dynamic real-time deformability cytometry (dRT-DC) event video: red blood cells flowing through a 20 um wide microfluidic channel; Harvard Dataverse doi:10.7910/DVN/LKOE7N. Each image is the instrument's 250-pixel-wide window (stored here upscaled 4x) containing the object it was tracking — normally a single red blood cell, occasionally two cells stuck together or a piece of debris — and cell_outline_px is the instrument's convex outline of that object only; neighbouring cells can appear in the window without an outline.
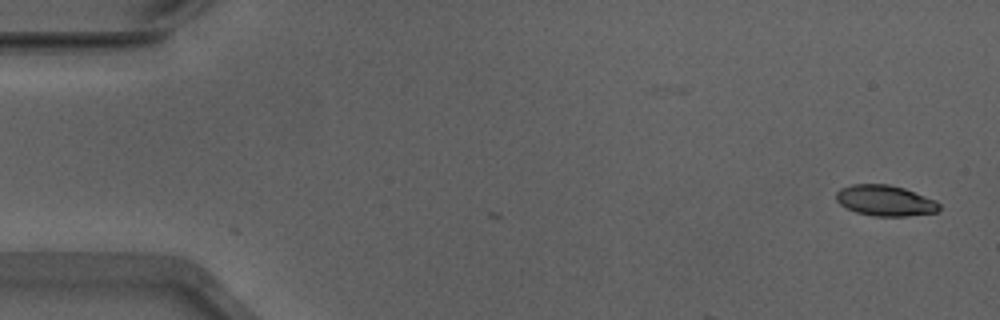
{"species": "Egyptian fruit bat (a non-hibernating species)", "species_latin": "Rousettus aegyptiacus", "temperature_condition": "warm", "stored_images_in_passage": 3, "camera_frame_rate_fps": 3000, "um_per_image_px": 0.085, "animal": {"sex": "male"}, "frame": {"image": 1, "passage_image": 3, "time_ms": 0.667, "image_size_px": [1000, 320], "cell_outline_px": [[940, 208], [936, 212], [908, 216], [872, 216], [856, 212], [840, 204], [836, 200], [836, 192], [840, 188], [852, 184], [888, 184], [904, 188], [936, 200], [940, 204]], "centroid_in_image_um": [75.24, 17.05], "position_along_channel_um": 9.8, "area_um2": 18.5}}